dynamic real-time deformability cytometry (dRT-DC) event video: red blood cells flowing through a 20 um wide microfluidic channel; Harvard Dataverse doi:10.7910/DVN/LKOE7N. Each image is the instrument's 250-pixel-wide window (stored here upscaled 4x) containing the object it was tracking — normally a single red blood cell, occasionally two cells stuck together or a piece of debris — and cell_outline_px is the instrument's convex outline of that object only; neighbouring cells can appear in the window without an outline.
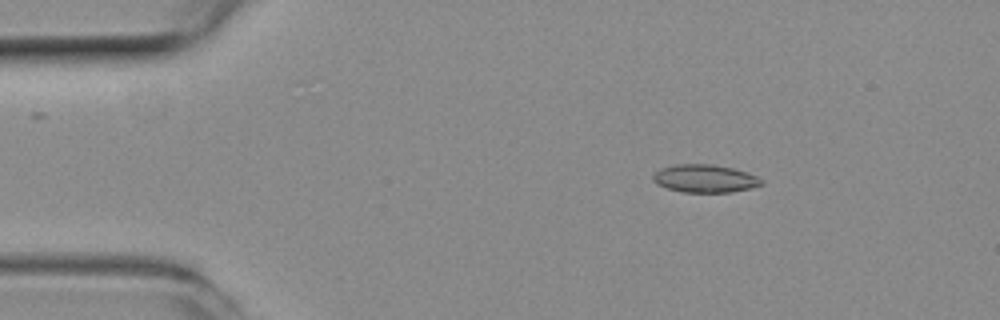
{"species": "common noctule bat (a hibernating species)", "species_latin": "Nyctalus noctula", "temperature_condition": "room temperature", "stored_images_in_passage": 48, "camera_frame_rate_fps": 3000, "um_per_image_px": 0.085, "animal": {"sex": "female", "body_mass_g": 19.3, "forearm_length_mm": 54.1}, "frame": {"image": 1, "passage_image": 4, "time_ms": 1.0, "image_size_px": [1000, 320], "cell_outline_px": [[764, 184], [732, 192], [684, 192], [668, 188], [656, 184], [652, 180], [652, 176], [660, 168], [676, 164], [712, 164], [732, 168], [748, 172], [764, 180]], "centroid_in_image_um": [59.91, 15.17], "position_along_channel_um": 25.1, "area_um2": 17.63}}
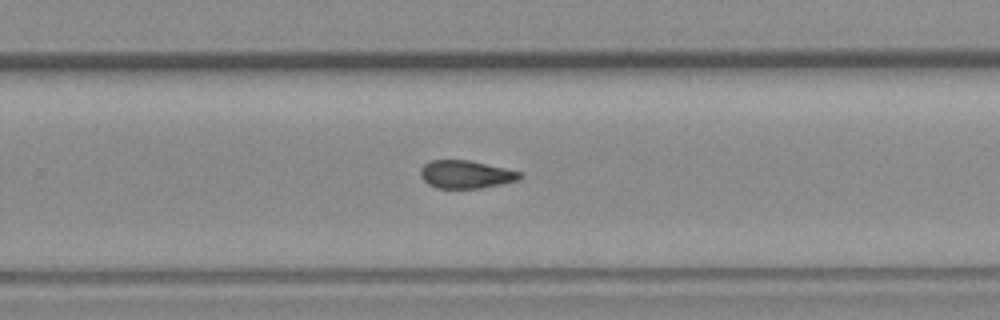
{"frame": {"image": 2, "passage_image": 29, "time_ms": 9.333, "image_size_px": [1000, 320], "cell_outline_px": [[524, 176], [516, 180], [500, 184], [480, 188], [436, 188], [428, 184], [420, 176], [420, 168], [424, 164], [432, 160], [468, 160], [504, 168], [520, 172]], "centroid_in_image_um": [39.56, 14.82], "position_along_channel_um": 290.2, "area_um2": 16.01}}
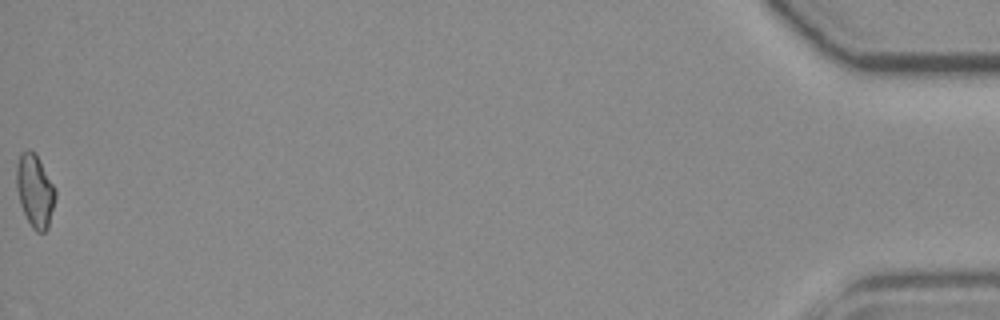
{"frame": {"image": 3, "passage_image": 48, "time_ms": 15.667, "image_size_px": [1000, 320], "cell_outline_px": [[56, 196], [48, 228], [44, 232], [36, 232], [32, 228], [20, 204], [16, 188], [16, 164], [20, 152], [28, 148], [36, 152], [56, 188]], "centroid_in_image_um": [2.97, 16.16], "position_along_channel_um": 432.2, "area_um2": 16.88}, "authors_computed_cell_mechanics": {"area_um2": 16.762, "velocity_mm_per_s": 3.9495, "shape_relaxation_time_tau1_ms": null, "shape_relaxation_time_tau2_ms": 3.7408, "deformation_change_tau1": null, "deformation_change_tau2": 0.1025}}